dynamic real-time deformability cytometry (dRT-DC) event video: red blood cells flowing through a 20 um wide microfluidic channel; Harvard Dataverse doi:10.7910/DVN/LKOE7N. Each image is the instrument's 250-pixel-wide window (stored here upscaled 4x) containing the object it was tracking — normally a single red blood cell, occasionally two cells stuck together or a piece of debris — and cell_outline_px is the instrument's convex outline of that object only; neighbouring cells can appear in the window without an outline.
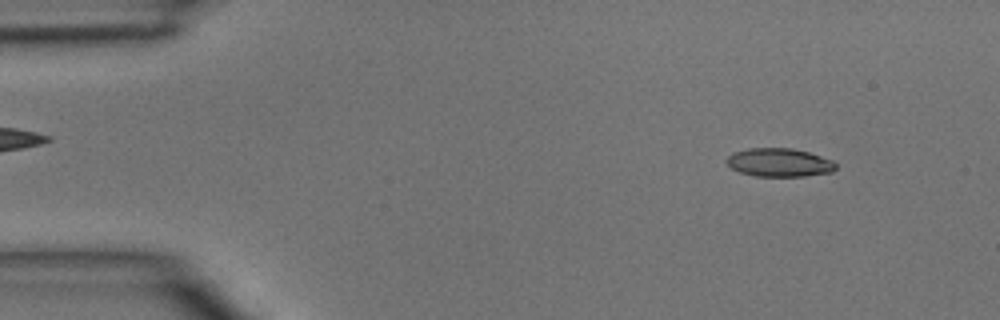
{"species": "common noctule bat (a hibernating species)", "species_latin": "Nyctalus noctula", "temperature_condition": "room temperature", "stored_images_in_passage": 45, "camera_frame_rate_fps": 3000, "um_per_image_px": 0.085, "animal": {"sex": "male", "body_mass_g": 15.6}, "frame": {"image": 1, "passage_image": 4, "time_ms": 1.0, "image_size_px": [1000, 320], "cell_outline_px": [[836, 168], [832, 172], [804, 176], [756, 176], [740, 172], [732, 168], [728, 164], [728, 156], [732, 152], [748, 148], [792, 148], [808, 152], [832, 160], [836, 164]], "centroid_in_image_um": [66.24, 13.81], "position_along_channel_um": 18.8, "area_um2": 17.98}}
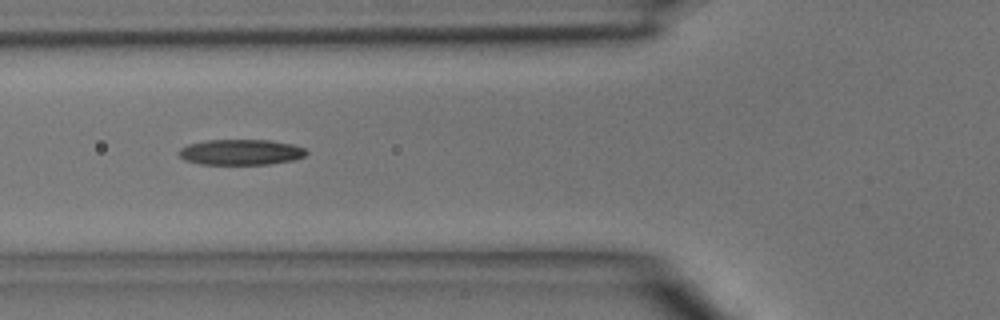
{"frame": {"image": 2, "passage_image": 16, "time_ms": 5.0, "image_size_px": [1000, 320], "cell_outline_px": [[308, 152], [304, 156], [292, 160], [268, 164], [200, 164], [184, 160], [180, 156], [180, 148], [188, 144], [208, 140], [268, 140], [292, 144], [304, 148]], "centroid_in_image_um": [20.46, 12.93], "position_along_channel_um": 105.3, "area_um2": 18.84}}
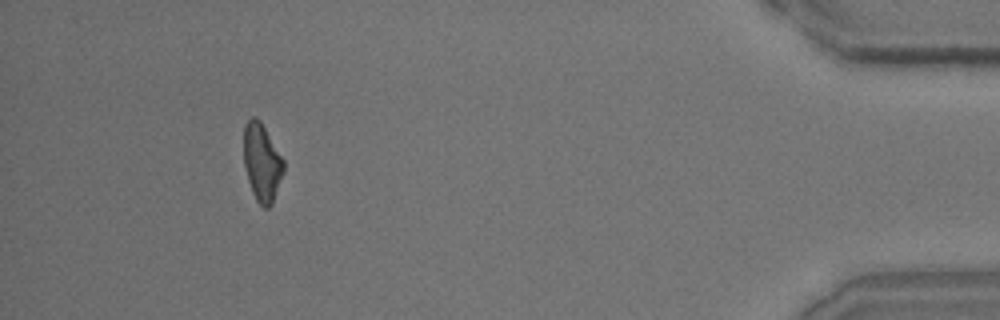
{"frame": {"image": 3, "passage_image": 42, "time_ms": 13.667, "image_size_px": [1000, 320], "cell_outline_px": [[284, 172], [272, 204], [268, 208], [264, 208], [256, 200], [252, 192], [248, 180], [244, 164], [244, 124], [252, 116], [260, 120], [284, 160]], "centroid_in_image_um": [22.26, 13.81], "position_along_channel_um": 412.9, "area_um2": 18.03}}